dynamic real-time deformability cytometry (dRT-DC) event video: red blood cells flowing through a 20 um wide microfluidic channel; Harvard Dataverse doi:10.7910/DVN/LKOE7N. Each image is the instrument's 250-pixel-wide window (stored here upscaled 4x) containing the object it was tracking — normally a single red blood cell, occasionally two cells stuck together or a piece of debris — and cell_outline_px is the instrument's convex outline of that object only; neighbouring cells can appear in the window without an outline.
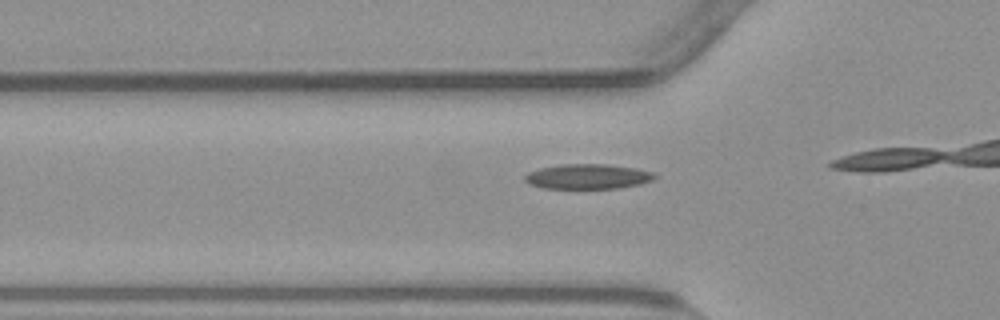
{"species": "common noctule bat (a hibernating species)", "species_latin": "Nyctalus noctula", "temperature_condition": "warm", "stored_images_in_passage": 17, "camera_frame_rate_fps": 3000, "um_per_image_px": 0.085, "animal": {"sex": "male", "body_mass_g": 23.1, "forearm_length_mm": 52.7}, "frame": {"image": 1, "passage_image": 13, "time_ms": 4.0, "image_size_px": [1000, 320], "cell_outline_px": [[656, 176], [652, 180], [640, 184], [620, 188], [544, 188], [528, 184], [524, 180], [524, 176], [528, 172], [540, 168], [560, 164], [608, 164], [636, 168], [652, 172]], "centroid_in_image_um": [49.94, 15.0], "position_along_channel_um": 75.9, "area_um2": 18.9}}
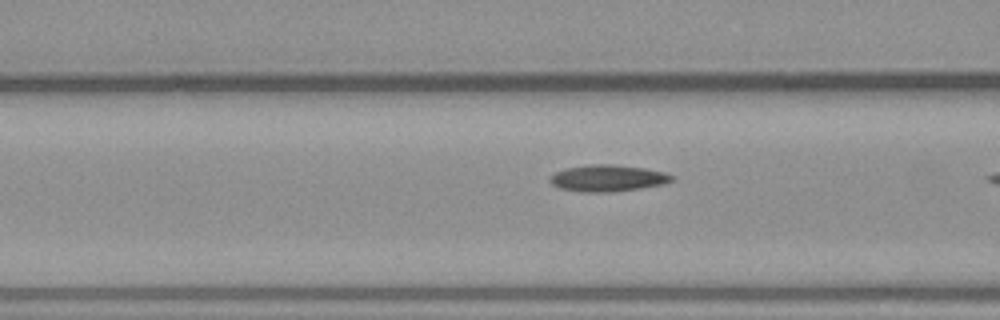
{"frame": {"image": 2, "passage_image": 16, "time_ms": 5.0, "image_size_px": [1000, 320], "cell_outline_px": [[676, 180], [664, 184], [640, 188], [608, 192], [580, 192], [560, 188], [552, 184], [548, 180], [548, 176], [556, 172], [568, 168], [588, 164], [612, 164], [644, 168], [664, 172], [676, 176]], "centroid_in_image_um": [51.68, 15.14], "position_along_channel_um": 114.9, "area_um2": 19.02}}